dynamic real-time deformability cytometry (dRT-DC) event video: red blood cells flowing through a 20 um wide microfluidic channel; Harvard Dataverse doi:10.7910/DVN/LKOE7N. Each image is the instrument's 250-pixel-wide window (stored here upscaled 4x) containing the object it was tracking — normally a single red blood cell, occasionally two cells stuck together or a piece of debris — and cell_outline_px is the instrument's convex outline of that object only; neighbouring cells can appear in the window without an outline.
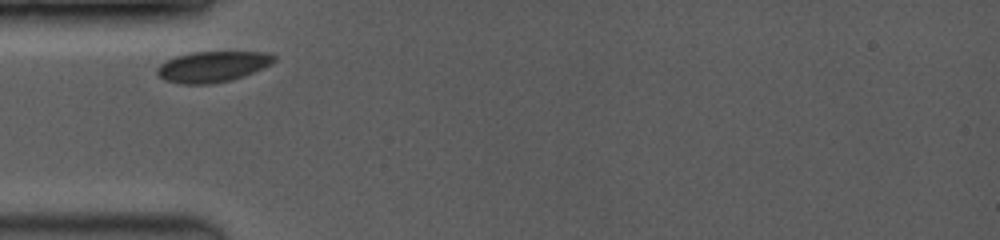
{"species": "common noctule bat (a hibernating species)", "species_latin": "Nyctalus noctula", "temperature_condition": "room temperature", "stored_images_in_passage": 14, "camera_frame_rate_fps": 3500, "um_per_image_px": 0.085, "animal": {"sex": "female", "body_mass_g": 19.0, "forearm_length_mm": 53.3}, "frame": {"image": 1, "passage_image": 1, "time_ms": 0.0, "image_size_px": [1000, 240], "cell_outline_px": [[276, 60], [252, 72], [232, 80], [212, 84], [180, 84], [164, 80], [156, 72], [156, 68], [160, 64], [176, 56], [192, 52], [272, 52], [276, 56]], "centroid_in_image_um": [18.04, 5.66], "position_along_channel_um": 67.0, "area_um2": 20.87}}
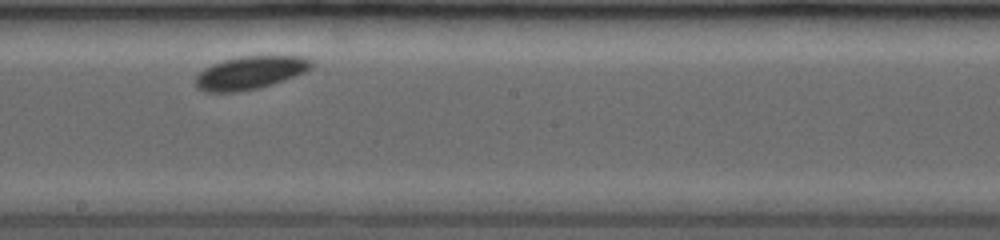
{"frame": {"image": 2, "passage_image": 8, "time_ms": 4.286, "image_size_px": [1000, 240], "cell_outline_px": [[312, 68], [296, 76], [260, 88], [240, 92], [204, 92], [196, 88], [196, 76], [204, 68], [212, 64], [224, 60], [244, 56], [300, 56], [312, 60]], "centroid_in_image_um": [21.25, 6.19], "position_along_channel_um": 226.9, "area_um2": 22.37}}
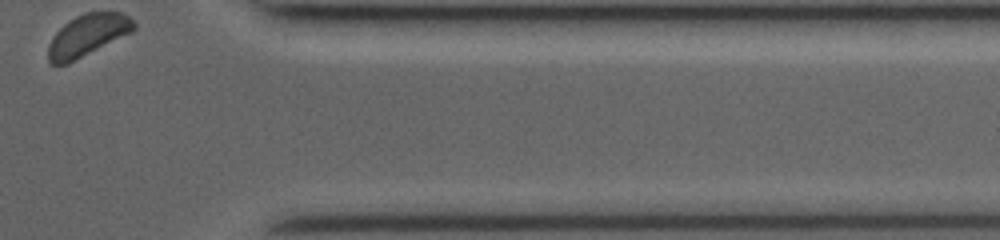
{"frame": {"image": 3, "passage_image": 14, "time_ms": 9.143, "image_size_px": [1000, 240], "cell_outline_px": [[136, 28], [132, 32], [68, 64], [52, 64], [48, 60], [48, 44], [56, 32], [64, 24], [76, 16], [84, 12], [120, 12], [128, 16], [136, 24]], "centroid_in_image_um": [7.45, 3.0], "position_along_channel_um": 404.0, "area_um2": 20.81}, "authors_computed_cell_mechanics": {"area_um2": 21.5594, "velocity_mm_per_s": 3.7522, "shape_relaxation_time_tau1_ms": 0.3412, "shape_relaxation_time_tau2_ms": null, "deformation_change_tau1": 0.0152, "deformation_change_tau2": null}}